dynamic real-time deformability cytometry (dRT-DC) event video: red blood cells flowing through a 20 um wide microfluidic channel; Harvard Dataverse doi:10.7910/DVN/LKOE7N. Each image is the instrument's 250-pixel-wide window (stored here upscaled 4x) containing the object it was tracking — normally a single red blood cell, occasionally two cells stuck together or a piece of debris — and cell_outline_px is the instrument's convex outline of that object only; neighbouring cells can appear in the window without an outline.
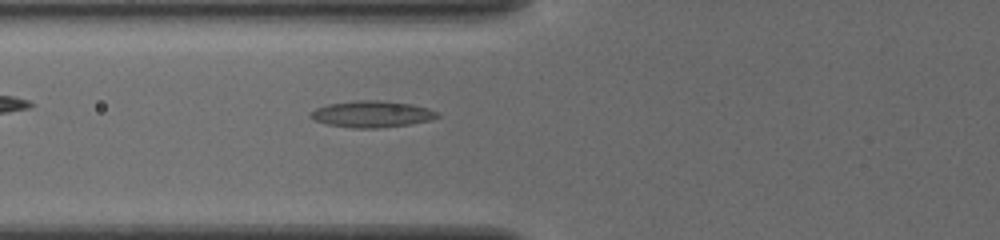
{"species": "common noctule bat (a hibernating species)", "species_latin": "Nyctalus noctula", "temperature_condition": "cold", "stored_images_in_passage": 37, "camera_frame_rate_fps": 3000, "um_per_image_px": 0.085, "animal": {"sex": "female", "body_mass_g": 19.5, "forearm_length_mm": 54.1}, "frame": {"image": 1, "passage_image": 5, "time_ms": 1.333, "image_size_px": [1000, 240], "cell_outline_px": [[440, 116], [432, 120], [408, 124], [376, 128], [352, 128], [328, 124], [316, 120], [308, 116], [308, 112], [316, 108], [328, 104], [356, 100], [380, 100], [412, 104], [428, 108], [436, 112]], "centroid_in_image_um": [31.59, 9.69], "position_along_channel_um": 94.2, "area_um2": 19.54}}
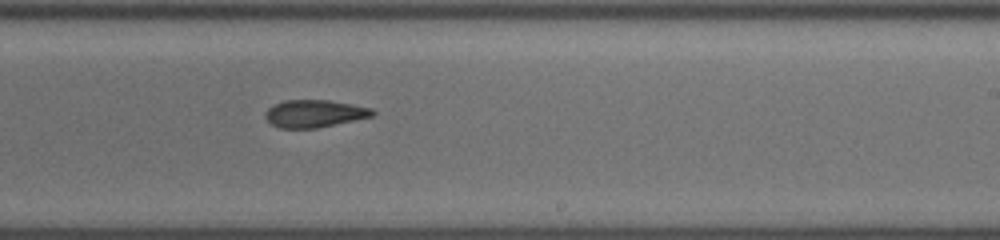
{"frame": {"image": 2, "passage_image": 18, "time_ms": 5.667, "image_size_px": [1000, 240], "cell_outline_px": [[376, 112], [372, 116], [316, 128], [280, 128], [272, 124], [264, 116], [268, 108], [284, 100], [328, 100], [352, 104], [372, 108]], "centroid_in_image_um": [26.73, 9.65], "position_along_channel_um": 262.3, "area_um2": 16.94}}
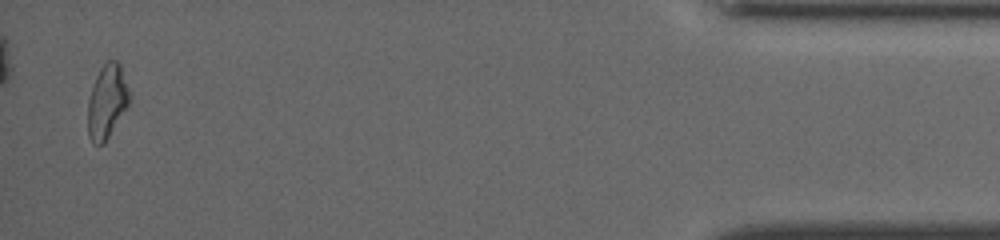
{"frame": {"image": 3, "passage_image": 36, "time_ms": 11.667, "image_size_px": [1000, 240], "cell_outline_px": [[132, 96], [128, 104], [104, 144], [92, 144], [88, 136], [88, 100], [96, 76], [100, 68], [108, 60], [116, 60], [120, 64]], "centroid_in_image_um": [9.1, 8.62], "position_along_channel_um": 426.1, "area_um2": 17.86}, "authors_computed_cell_mechanics": {"area_um2": 17.629, "velocity_mm_per_s": 3.8754, "shape_relaxation_time_tau1_ms": null, "shape_relaxation_time_tau2_ms": 2.9998, "deformation_change_tau1": null, "deformation_change_tau2": 0.1112}}